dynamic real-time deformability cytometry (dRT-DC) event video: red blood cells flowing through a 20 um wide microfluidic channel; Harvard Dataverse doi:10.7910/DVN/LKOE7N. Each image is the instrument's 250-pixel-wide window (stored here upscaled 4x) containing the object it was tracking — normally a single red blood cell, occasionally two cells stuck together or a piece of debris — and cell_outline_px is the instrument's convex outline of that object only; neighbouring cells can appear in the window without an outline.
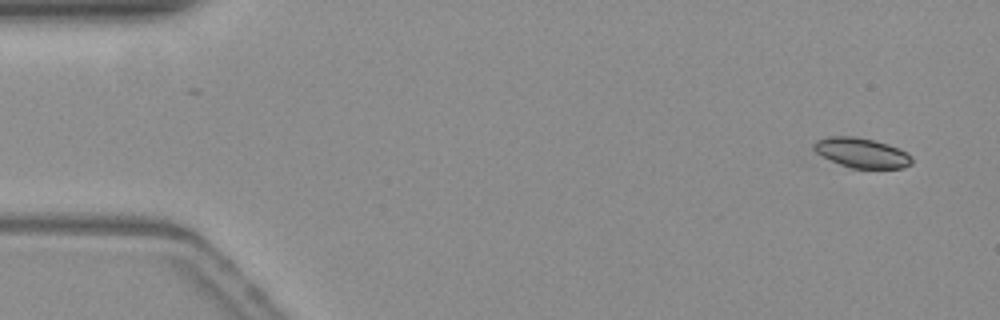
{"species": "common noctule bat (a hibernating species)", "species_latin": "Nyctalus noctula", "temperature_condition": "warm", "stored_images_in_passage": 14, "camera_frame_rate_fps": 3000, "um_per_image_px": 0.085, "animal": {"sex": "female", "body_mass_g": 19.3, "forearm_length_mm": 54.1}, "frame": {"image": 1, "passage_image": 1, "time_ms": 0.0, "image_size_px": [1000, 320], "cell_outline_px": [[912, 164], [904, 168], [852, 168], [840, 164], [816, 152], [812, 148], [812, 144], [816, 140], [832, 136], [852, 136], [872, 140], [888, 144], [908, 152], [912, 156]], "centroid_in_image_um": [73.27, 12.99], "position_along_channel_um": 11.7, "area_um2": 16.94}}
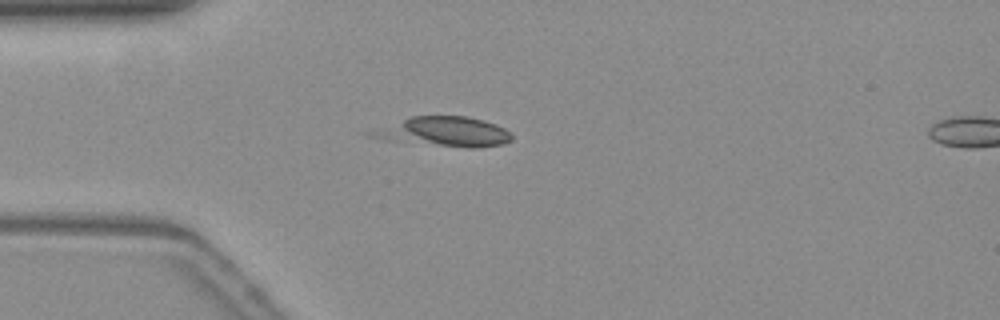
{"frame": {"image": 2, "passage_image": 12, "time_ms": 3.667, "image_size_px": [1000, 320], "cell_outline_px": [[512, 140], [504, 144], [480, 148], [468, 148], [440, 144], [404, 132], [404, 120], [412, 116], [464, 116], [484, 120], [496, 124], [504, 128], [512, 136]], "centroid_in_image_um": [38.88, 11.15], "position_along_channel_um": 46.1, "area_um2": 18.84}}